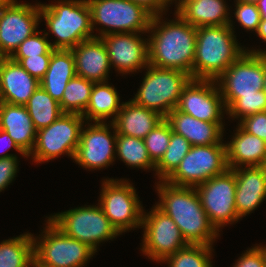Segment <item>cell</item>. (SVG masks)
<instances>
[{
	"label": "cell",
	"mask_w": 266,
	"mask_h": 267,
	"mask_svg": "<svg viewBox=\"0 0 266 267\" xmlns=\"http://www.w3.org/2000/svg\"><path fill=\"white\" fill-rule=\"evenodd\" d=\"M169 22L162 14L152 17L148 33V63L159 68L181 70L193 79L197 28L178 14ZM151 31V32H150Z\"/></svg>",
	"instance_id": "1"
},
{
	"label": "cell",
	"mask_w": 266,
	"mask_h": 267,
	"mask_svg": "<svg viewBox=\"0 0 266 267\" xmlns=\"http://www.w3.org/2000/svg\"><path fill=\"white\" fill-rule=\"evenodd\" d=\"M156 184L160 199L156 206L171 217L186 242L212 246L219 232L203 209L195 187L175 186L166 181Z\"/></svg>",
	"instance_id": "2"
},
{
	"label": "cell",
	"mask_w": 266,
	"mask_h": 267,
	"mask_svg": "<svg viewBox=\"0 0 266 267\" xmlns=\"http://www.w3.org/2000/svg\"><path fill=\"white\" fill-rule=\"evenodd\" d=\"M232 22L197 28L193 79L217 80L246 51L236 40Z\"/></svg>",
	"instance_id": "3"
},
{
	"label": "cell",
	"mask_w": 266,
	"mask_h": 267,
	"mask_svg": "<svg viewBox=\"0 0 266 267\" xmlns=\"http://www.w3.org/2000/svg\"><path fill=\"white\" fill-rule=\"evenodd\" d=\"M41 18L46 21L56 40L53 49H72L80 42L94 37L91 12L87 0H59L54 4L40 3Z\"/></svg>",
	"instance_id": "4"
},
{
	"label": "cell",
	"mask_w": 266,
	"mask_h": 267,
	"mask_svg": "<svg viewBox=\"0 0 266 267\" xmlns=\"http://www.w3.org/2000/svg\"><path fill=\"white\" fill-rule=\"evenodd\" d=\"M146 68L142 84L131 100L165 118L176 108L183 88L192 78L177 69L159 68L150 64Z\"/></svg>",
	"instance_id": "5"
},
{
	"label": "cell",
	"mask_w": 266,
	"mask_h": 267,
	"mask_svg": "<svg viewBox=\"0 0 266 267\" xmlns=\"http://www.w3.org/2000/svg\"><path fill=\"white\" fill-rule=\"evenodd\" d=\"M46 222L42 236L37 239L33 235L34 264L37 267H84L95 251L65 235L49 219Z\"/></svg>",
	"instance_id": "6"
},
{
	"label": "cell",
	"mask_w": 266,
	"mask_h": 267,
	"mask_svg": "<svg viewBox=\"0 0 266 267\" xmlns=\"http://www.w3.org/2000/svg\"><path fill=\"white\" fill-rule=\"evenodd\" d=\"M92 29L95 24L102 37L113 33H148L153 15L143 6L130 0H87ZM107 27V28H106Z\"/></svg>",
	"instance_id": "7"
},
{
	"label": "cell",
	"mask_w": 266,
	"mask_h": 267,
	"mask_svg": "<svg viewBox=\"0 0 266 267\" xmlns=\"http://www.w3.org/2000/svg\"><path fill=\"white\" fill-rule=\"evenodd\" d=\"M47 218L65 235L87 244L95 252L99 243L121 235L105 216L99 203L98 206L77 207Z\"/></svg>",
	"instance_id": "8"
},
{
	"label": "cell",
	"mask_w": 266,
	"mask_h": 267,
	"mask_svg": "<svg viewBox=\"0 0 266 267\" xmlns=\"http://www.w3.org/2000/svg\"><path fill=\"white\" fill-rule=\"evenodd\" d=\"M85 119L76 113H62L52 124L36 134L34 149L29 156L35 163H44L68 155L74 159Z\"/></svg>",
	"instance_id": "9"
},
{
	"label": "cell",
	"mask_w": 266,
	"mask_h": 267,
	"mask_svg": "<svg viewBox=\"0 0 266 267\" xmlns=\"http://www.w3.org/2000/svg\"><path fill=\"white\" fill-rule=\"evenodd\" d=\"M265 80V53L245 51L216 80L228 110L242 95H259Z\"/></svg>",
	"instance_id": "10"
},
{
	"label": "cell",
	"mask_w": 266,
	"mask_h": 267,
	"mask_svg": "<svg viewBox=\"0 0 266 267\" xmlns=\"http://www.w3.org/2000/svg\"><path fill=\"white\" fill-rule=\"evenodd\" d=\"M99 205L120 234L142 227L143 206L128 180L104 179Z\"/></svg>",
	"instance_id": "11"
},
{
	"label": "cell",
	"mask_w": 266,
	"mask_h": 267,
	"mask_svg": "<svg viewBox=\"0 0 266 267\" xmlns=\"http://www.w3.org/2000/svg\"><path fill=\"white\" fill-rule=\"evenodd\" d=\"M227 169L225 143L192 146L165 181L175 186L196 187Z\"/></svg>",
	"instance_id": "12"
},
{
	"label": "cell",
	"mask_w": 266,
	"mask_h": 267,
	"mask_svg": "<svg viewBox=\"0 0 266 267\" xmlns=\"http://www.w3.org/2000/svg\"><path fill=\"white\" fill-rule=\"evenodd\" d=\"M210 222L220 232L219 228L238 222L235 195L236 179L233 169L210 178L195 187Z\"/></svg>",
	"instance_id": "13"
},
{
	"label": "cell",
	"mask_w": 266,
	"mask_h": 267,
	"mask_svg": "<svg viewBox=\"0 0 266 267\" xmlns=\"http://www.w3.org/2000/svg\"><path fill=\"white\" fill-rule=\"evenodd\" d=\"M143 241L141 251L153 261L162 262L176 251L188 246L179 227L156 205L142 215Z\"/></svg>",
	"instance_id": "14"
},
{
	"label": "cell",
	"mask_w": 266,
	"mask_h": 267,
	"mask_svg": "<svg viewBox=\"0 0 266 267\" xmlns=\"http://www.w3.org/2000/svg\"><path fill=\"white\" fill-rule=\"evenodd\" d=\"M41 20L40 3L10 0L0 7V54L9 58L19 45L36 32Z\"/></svg>",
	"instance_id": "15"
},
{
	"label": "cell",
	"mask_w": 266,
	"mask_h": 267,
	"mask_svg": "<svg viewBox=\"0 0 266 267\" xmlns=\"http://www.w3.org/2000/svg\"><path fill=\"white\" fill-rule=\"evenodd\" d=\"M106 122H94L82 127L80 142L77 147L74 159L75 162L85 169L100 170L110 166L116 158V136L117 131L113 124ZM85 128V129H84ZM112 128L113 135L109 131Z\"/></svg>",
	"instance_id": "16"
},
{
	"label": "cell",
	"mask_w": 266,
	"mask_h": 267,
	"mask_svg": "<svg viewBox=\"0 0 266 267\" xmlns=\"http://www.w3.org/2000/svg\"><path fill=\"white\" fill-rule=\"evenodd\" d=\"M176 109L207 122H223V113L227 112L216 80L203 79L189 81L182 90Z\"/></svg>",
	"instance_id": "17"
},
{
	"label": "cell",
	"mask_w": 266,
	"mask_h": 267,
	"mask_svg": "<svg viewBox=\"0 0 266 267\" xmlns=\"http://www.w3.org/2000/svg\"><path fill=\"white\" fill-rule=\"evenodd\" d=\"M111 67L123 74L134 73L148 66V41L138 33H113L101 37Z\"/></svg>",
	"instance_id": "18"
},
{
	"label": "cell",
	"mask_w": 266,
	"mask_h": 267,
	"mask_svg": "<svg viewBox=\"0 0 266 267\" xmlns=\"http://www.w3.org/2000/svg\"><path fill=\"white\" fill-rule=\"evenodd\" d=\"M71 51L75 60L76 76L94 83L108 81L111 64L101 37L84 40Z\"/></svg>",
	"instance_id": "19"
},
{
	"label": "cell",
	"mask_w": 266,
	"mask_h": 267,
	"mask_svg": "<svg viewBox=\"0 0 266 267\" xmlns=\"http://www.w3.org/2000/svg\"><path fill=\"white\" fill-rule=\"evenodd\" d=\"M40 86L21 65L5 58L0 68V101L25 106Z\"/></svg>",
	"instance_id": "20"
},
{
	"label": "cell",
	"mask_w": 266,
	"mask_h": 267,
	"mask_svg": "<svg viewBox=\"0 0 266 267\" xmlns=\"http://www.w3.org/2000/svg\"><path fill=\"white\" fill-rule=\"evenodd\" d=\"M236 179L235 206L241 219L266 199V180L261 166L233 169Z\"/></svg>",
	"instance_id": "21"
},
{
	"label": "cell",
	"mask_w": 266,
	"mask_h": 267,
	"mask_svg": "<svg viewBox=\"0 0 266 267\" xmlns=\"http://www.w3.org/2000/svg\"><path fill=\"white\" fill-rule=\"evenodd\" d=\"M173 132L182 135L192 146L223 143L224 123L207 122L191 115L172 110L166 117Z\"/></svg>",
	"instance_id": "22"
},
{
	"label": "cell",
	"mask_w": 266,
	"mask_h": 267,
	"mask_svg": "<svg viewBox=\"0 0 266 267\" xmlns=\"http://www.w3.org/2000/svg\"><path fill=\"white\" fill-rule=\"evenodd\" d=\"M0 129L6 131L29 157L35 146L37 131L26 106L0 101Z\"/></svg>",
	"instance_id": "23"
},
{
	"label": "cell",
	"mask_w": 266,
	"mask_h": 267,
	"mask_svg": "<svg viewBox=\"0 0 266 267\" xmlns=\"http://www.w3.org/2000/svg\"><path fill=\"white\" fill-rule=\"evenodd\" d=\"M234 134L232 140L226 143L228 168L261 166L266 161V142L239 125Z\"/></svg>",
	"instance_id": "24"
},
{
	"label": "cell",
	"mask_w": 266,
	"mask_h": 267,
	"mask_svg": "<svg viewBox=\"0 0 266 267\" xmlns=\"http://www.w3.org/2000/svg\"><path fill=\"white\" fill-rule=\"evenodd\" d=\"M157 112L137 105L133 100L123 102L113 124L117 134L144 139L162 120Z\"/></svg>",
	"instance_id": "25"
},
{
	"label": "cell",
	"mask_w": 266,
	"mask_h": 267,
	"mask_svg": "<svg viewBox=\"0 0 266 267\" xmlns=\"http://www.w3.org/2000/svg\"><path fill=\"white\" fill-rule=\"evenodd\" d=\"M75 76V60L71 49H53L48 70L40 81V86L60 103L68 82Z\"/></svg>",
	"instance_id": "26"
},
{
	"label": "cell",
	"mask_w": 266,
	"mask_h": 267,
	"mask_svg": "<svg viewBox=\"0 0 266 267\" xmlns=\"http://www.w3.org/2000/svg\"><path fill=\"white\" fill-rule=\"evenodd\" d=\"M224 0H196L186 4L177 14L196 28L228 25L231 17Z\"/></svg>",
	"instance_id": "27"
},
{
	"label": "cell",
	"mask_w": 266,
	"mask_h": 267,
	"mask_svg": "<svg viewBox=\"0 0 266 267\" xmlns=\"http://www.w3.org/2000/svg\"><path fill=\"white\" fill-rule=\"evenodd\" d=\"M119 102L120 98L117 90L114 86L108 84V81L94 83L89 104L81 116L87 122H106L105 120L110 117L112 118L111 122H113L123 105Z\"/></svg>",
	"instance_id": "28"
},
{
	"label": "cell",
	"mask_w": 266,
	"mask_h": 267,
	"mask_svg": "<svg viewBox=\"0 0 266 267\" xmlns=\"http://www.w3.org/2000/svg\"><path fill=\"white\" fill-rule=\"evenodd\" d=\"M33 264V234L27 232L0 243V267H32Z\"/></svg>",
	"instance_id": "29"
},
{
	"label": "cell",
	"mask_w": 266,
	"mask_h": 267,
	"mask_svg": "<svg viewBox=\"0 0 266 267\" xmlns=\"http://www.w3.org/2000/svg\"><path fill=\"white\" fill-rule=\"evenodd\" d=\"M25 106L36 131L46 128L63 113L59 103L41 86L37 88Z\"/></svg>",
	"instance_id": "30"
},
{
	"label": "cell",
	"mask_w": 266,
	"mask_h": 267,
	"mask_svg": "<svg viewBox=\"0 0 266 267\" xmlns=\"http://www.w3.org/2000/svg\"><path fill=\"white\" fill-rule=\"evenodd\" d=\"M116 154L128 167L155 170L143 139L117 134Z\"/></svg>",
	"instance_id": "31"
},
{
	"label": "cell",
	"mask_w": 266,
	"mask_h": 267,
	"mask_svg": "<svg viewBox=\"0 0 266 267\" xmlns=\"http://www.w3.org/2000/svg\"><path fill=\"white\" fill-rule=\"evenodd\" d=\"M94 82L83 77L72 78L63 93L60 109L63 113H76L82 115L86 110Z\"/></svg>",
	"instance_id": "32"
},
{
	"label": "cell",
	"mask_w": 266,
	"mask_h": 267,
	"mask_svg": "<svg viewBox=\"0 0 266 267\" xmlns=\"http://www.w3.org/2000/svg\"><path fill=\"white\" fill-rule=\"evenodd\" d=\"M192 145L182 135L171 132L169 146L163 157L155 165L156 175L159 181H165L178 167L181 160L191 149Z\"/></svg>",
	"instance_id": "33"
},
{
	"label": "cell",
	"mask_w": 266,
	"mask_h": 267,
	"mask_svg": "<svg viewBox=\"0 0 266 267\" xmlns=\"http://www.w3.org/2000/svg\"><path fill=\"white\" fill-rule=\"evenodd\" d=\"M213 247L209 245H191L176 251L165 258L169 267H213Z\"/></svg>",
	"instance_id": "34"
},
{
	"label": "cell",
	"mask_w": 266,
	"mask_h": 267,
	"mask_svg": "<svg viewBox=\"0 0 266 267\" xmlns=\"http://www.w3.org/2000/svg\"><path fill=\"white\" fill-rule=\"evenodd\" d=\"M171 126L164 118L143 139L151 161L156 165L166 152L171 138Z\"/></svg>",
	"instance_id": "35"
},
{
	"label": "cell",
	"mask_w": 266,
	"mask_h": 267,
	"mask_svg": "<svg viewBox=\"0 0 266 267\" xmlns=\"http://www.w3.org/2000/svg\"><path fill=\"white\" fill-rule=\"evenodd\" d=\"M36 31L22 42L9 58H29L40 55H52L53 48L47 39L48 32Z\"/></svg>",
	"instance_id": "36"
},
{
	"label": "cell",
	"mask_w": 266,
	"mask_h": 267,
	"mask_svg": "<svg viewBox=\"0 0 266 267\" xmlns=\"http://www.w3.org/2000/svg\"><path fill=\"white\" fill-rule=\"evenodd\" d=\"M266 111V95L259 90V95H242L226 112L229 118L242 120L254 113Z\"/></svg>",
	"instance_id": "37"
},
{
	"label": "cell",
	"mask_w": 266,
	"mask_h": 267,
	"mask_svg": "<svg viewBox=\"0 0 266 267\" xmlns=\"http://www.w3.org/2000/svg\"><path fill=\"white\" fill-rule=\"evenodd\" d=\"M234 17L245 30L257 32L262 15L256 3L235 1Z\"/></svg>",
	"instance_id": "38"
},
{
	"label": "cell",
	"mask_w": 266,
	"mask_h": 267,
	"mask_svg": "<svg viewBox=\"0 0 266 267\" xmlns=\"http://www.w3.org/2000/svg\"><path fill=\"white\" fill-rule=\"evenodd\" d=\"M52 55H40L29 58H10L21 65L32 77L39 82L45 76Z\"/></svg>",
	"instance_id": "39"
},
{
	"label": "cell",
	"mask_w": 266,
	"mask_h": 267,
	"mask_svg": "<svg viewBox=\"0 0 266 267\" xmlns=\"http://www.w3.org/2000/svg\"><path fill=\"white\" fill-rule=\"evenodd\" d=\"M238 125L249 134L266 142V111L254 113L239 121Z\"/></svg>",
	"instance_id": "40"
},
{
	"label": "cell",
	"mask_w": 266,
	"mask_h": 267,
	"mask_svg": "<svg viewBox=\"0 0 266 267\" xmlns=\"http://www.w3.org/2000/svg\"><path fill=\"white\" fill-rule=\"evenodd\" d=\"M17 160V156L0 159V192L4 191L16 177L19 165Z\"/></svg>",
	"instance_id": "41"
},
{
	"label": "cell",
	"mask_w": 266,
	"mask_h": 267,
	"mask_svg": "<svg viewBox=\"0 0 266 267\" xmlns=\"http://www.w3.org/2000/svg\"><path fill=\"white\" fill-rule=\"evenodd\" d=\"M233 267H265L264 258L257 246L249 248L236 260Z\"/></svg>",
	"instance_id": "42"
},
{
	"label": "cell",
	"mask_w": 266,
	"mask_h": 267,
	"mask_svg": "<svg viewBox=\"0 0 266 267\" xmlns=\"http://www.w3.org/2000/svg\"><path fill=\"white\" fill-rule=\"evenodd\" d=\"M138 5L143 6L153 16L164 14L167 7L172 4L173 0H130ZM169 5V6H168Z\"/></svg>",
	"instance_id": "43"
},
{
	"label": "cell",
	"mask_w": 266,
	"mask_h": 267,
	"mask_svg": "<svg viewBox=\"0 0 266 267\" xmlns=\"http://www.w3.org/2000/svg\"><path fill=\"white\" fill-rule=\"evenodd\" d=\"M3 143L6 145V149L1 151L3 153L0 154V159L1 158H6V157H11V156H16V155H13V154L4 153V151L8 152V150L11 147H13L14 150L19 152V154H21L23 157L28 158V156L16 145V143L8 135V133L6 131L0 129V145H3Z\"/></svg>",
	"instance_id": "44"
},
{
	"label": "cell",
	"mask_w": 266,
	"mask_h": 267,
	"mask_svg": "<svg viewBox=\"0 0 266 267\" xmlns=\"http://www.w3.org/2000/svg\"><path fill=\"white\" fill-rule=\"evenodd\" d=\"M256 33H257V36L260 37V39L266 42V18L262 17Z\"/></svg>",
	"instance_id": "45"
},
{
	"label": "cell",
	"mask_w": 266,
	"mask_h": 267,
	"mask_svg": "<svg viewBox=\"0 0 266 267\" xmlns=\"http://www.w3.org/2000/svg\"><path fill=\"white\" fill-rule=\"evenodd\" d=\"M246 51L247 52H250V53H255V54H262V53H265V80H264V86H263V91H264V93H265V95H266V50L264 51V50H259V49H257V50H254V49H246Z\"/></svg>",
	"instance_id": "46"
},
{
	"label": "cell",
	"mask_w": 266,
	"mask_h": 267,
	"mask_svg": "<svg viewBox=\"0 0 266 267\" xmlns=\"http://www.w3.org/2000/svg\"><path fill=\"white\" fill-rule=\"evenodd\" d=\"M174 1H176L175 4L177 3L175 8L176 9L175 13L177 14L186 4L196 0H178V2L177 0H173V2Z\"/></svg>",
	"instance_id": "47"
},
{
	"label": "cell",
	"mask_w": 266,
	"mask_h": 267,
	"mask_svg": "<svg viewBox=\"0 0 266 267\" xmlns=\"http://www.w3.org/2000/svg\"><path fill=\"white\" fill-rule=\"evenodd\" d=\"M257 5L262 17L266 18V0H259Z\"/></svg>",
	"instance_id": "48"
},
{
	"label": "cell",
	"mask_w": 266,
	"mask_h": 267,
	"mask_svg": "<svg viewBox=\"0 0 266 267\" xmlns=\"http://www.w3.org/2000/svg\"><path fill=\"white\" fill-rule=\"evenodd\" d=\"M257 247L260 249V251H261V253L263 255L264 263H265V266H266V246L257 245Z\"/></svg>",
	"instance_id": "49"
},
{
	"label": "cell",
	"mask_w": 266,
	"mask_h": 267,
	"mask_svg": "<svg viewBox=\"0 0 266 267\" xmlns=\"http://www.w3.org/2000/svg\"><path fill=\"white\" fill-rule=\"evenodd\" d=\"M236 1H240V2H243V3H258L259 0H236Z\"/></svg>",
	"instance_id": "50"
},
{
	"label": "cell",
	"mask_w": 266,
	"mask_h": 267,
	"mask_svg": "<svg viewBox=\"0 0 266 267\" xmlns=\"http://www.w3.org/2000/svg\"><path fill=\"white\" fill-rule=\"evenodd\" d=\"M261 167L263 169L265 180H266V161L261 165Z\"/></svg>",
	"instance_id": "51"
},
{
	"label": "cell",
	"mask_w": 266,
	"mask_h": 267,
	"mask_svg": "<svg viewBox=\"0 0 266 267\" xmlns=\"http://www.w3.org/2000/svg\"><path fill=\"white\" fill-rule=\"evenodd\" d=\"M10 0H0V7L4 6L7 4Z\"/></svg>",
	"instance_id": "52"
},
{
	"label": "cell",
	"mask_w": 266,
	"mask_h": 267,
	"mask_svg": "<svg viewBox=\"0 0 266 267\" xmlns=\"http://www.w3.org/2000/svg\"><path fill=\"white\" fill-rule=\"evenodd\" d=\"M5 58L6 57L4 55L0 54V68H1V65H2L3 61L5 60Z\"/></svg>",
	"instance_id": "53"
}]
</instances>
